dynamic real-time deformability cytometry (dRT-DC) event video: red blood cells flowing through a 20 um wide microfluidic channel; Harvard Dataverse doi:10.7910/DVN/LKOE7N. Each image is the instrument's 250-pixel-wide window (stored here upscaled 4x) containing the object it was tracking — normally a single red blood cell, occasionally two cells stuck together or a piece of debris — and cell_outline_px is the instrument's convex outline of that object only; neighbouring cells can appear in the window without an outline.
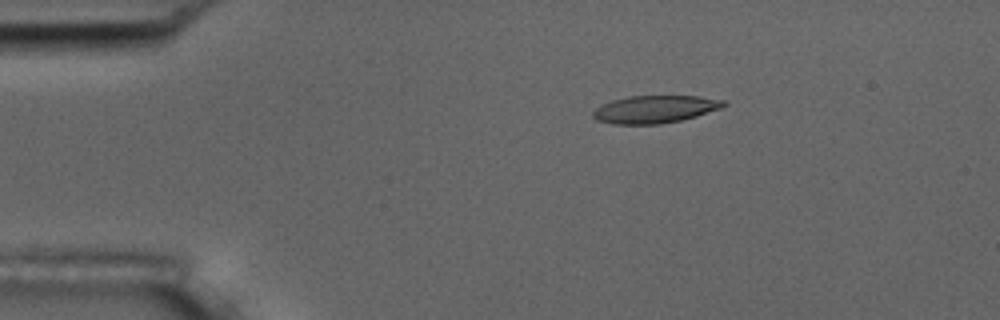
{"species": "common noctule bat (a hibernating species)", "species_latin": "Nyctalus noctula", "temperature_condition": "room temperature", "stored_images_in_passage": 5, "camera_frame_rate_fps": 3000, "um_per_image_px": 0.085, "animal": {"sex": "male", "body_mass_g": 17.5, "forearm_length_mm": 52.3}, "frame": {"image": 1, "passage_image": 2, "time_ms": 1.333, "image_size_px": [1000, 320], "cell_outline_px": [[728, 104], [720, 108], [696, 116], [680, 120], [660, 124], [612, 124], [596, 120], [592, 116], [592, 112], [600, 104], [612, 100], [628, 96], [700, 96], [724, 100]], "centroid_in_image_um": [55.63, 9.28], "position_along_channel_um": 29.4, "area_um2": 21.04}}
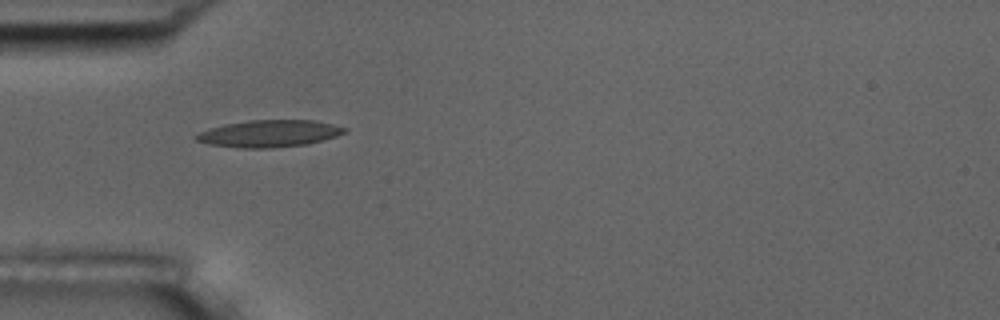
{"frame": {"image": 2, "passage_image": 4, "time_ms": 3.667, "image_size_px": [1000, 320], "cell_outline_px": [[348, 132], [336, 136], [308, 144], [272, 148], [240, 148], [208, 144], [196, 140], [192, 136], [208, 128], [224, 124], [248, 120], [316, 120], [348, 128]], "centroid_in_image_um": [22.88, 11.35], "position_along_channel_um": 62.1, "area_um2": 23.58}}